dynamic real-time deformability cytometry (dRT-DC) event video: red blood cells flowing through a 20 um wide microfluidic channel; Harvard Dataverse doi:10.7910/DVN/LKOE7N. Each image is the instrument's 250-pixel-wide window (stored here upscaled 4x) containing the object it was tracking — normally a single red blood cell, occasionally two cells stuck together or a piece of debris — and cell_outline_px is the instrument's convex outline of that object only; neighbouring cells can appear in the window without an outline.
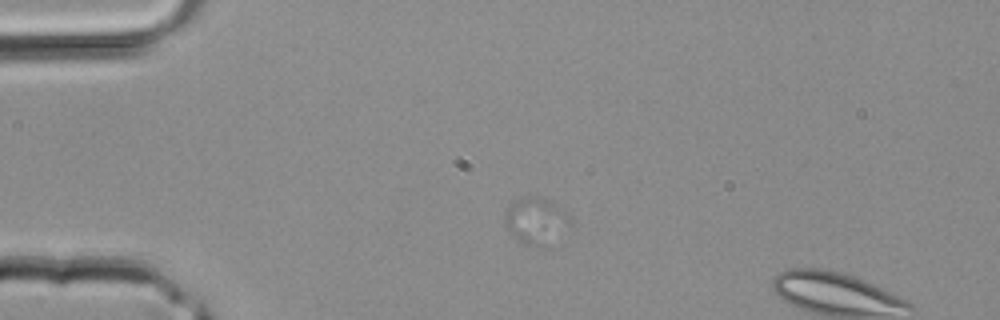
{"species": "common noctule bat (a hibernating species)", "species_latin": "Nyctalus noctula", "temperature_condition": "room temperature", "stored_images_in_passage": 2, "camera_frame_rate_fps": 3000, "um_per_image_px": 0.085, "animal": {"sex": "male", "body_mass_g": 20.4}, "frame": {"image": 1, "passage_image": 1, "time_ms": 0.0, "image_size_px": [1000, 320], "cell_outline_px": [[572, 224], [540, 244], [532, 244], [520, 240], [508, 228], [504, 220], [508, 204], [512, 200], [524, 196], [544, 196], [564, 212], [572, 220]], "centroid_in_image_um": [45.5, 18.62], "position_along_channel_um": 39.5, "area_um2": 16.53}}